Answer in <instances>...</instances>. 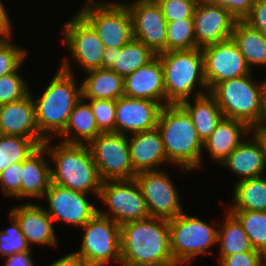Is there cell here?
I'll return each instance as SVG.
<instances>
[{
	"label": "cell",
	"mask_w": 266,
	"mask_h": 266,
	"mask_svg": "<svg viewBox=\"0 0 266 266\" xmlns=\"http://www.w3.org/2000/svg\"><path fill=\"white\" fill-rule=\"evenodd\" d=\"M266 253H262V256H261V260H260V263H259V266H263V265H266Z\"/></svg>",
	"instance_id": "cell-51"
},
{
	"label": "cell",
	"mask_w": 266,
	"mask_h": 266,
	"mask_svg": "<svg viewBox=\"0 0 266 266\" xmlns=\"http://www.w3.org/2000/svg\"><path fill=\"white\" fill-rule=\"evenodd\" d=\"M248 67L266 66V36L244 20H237L231 35Z\"/></svg>",
	"instance_id": "cell-30"
},
{
	"label": "cell",
	"mask_w": 266,
	"mask_h": 266,
	"mask_svg": "<svg viewBox=\"0 0 266 266\" xmlns=\"http://www.w3.org/2000/svg\"><path fill=\"white\" fill-rule=\"evenodd\" d=\"M30 90L18 70L0 77V105L24 98Z\"/></svg>",
	"instance_id": "cell-37"
},
{
	"label": "cell",
	"mask_w": 266,
	"mask_h": 266,
	"mask_svg": "<svg viewBox=\"0 0 266 266\" xmlns=\"http://www.w3.org/2000/svg\"><path fill=\"white\" fill-rule=\"evenodd\" d=\"M22 162L9 165L0 172V184L7 196L21 199Z\"/></svg>",
	"instance_id": "cell-41"
},
{
	"label": "cell",
	"mask_w": 266,
	"mask_h": 266,
	"mask_svg": "<svg viewBox=\"0 0 266 266\" xmlns=\"http://www.w3.org/2000/svg\"><path fill=\"white\" fill-rule=\"evenodd\" d=\"M120 244L122 266H179L166 219L148 217L121 225Z\"/></svg>",
	"instance_id": "cell-1"
},
{
	"label": "cell",
	"mask_w": 266,
	"mask_h": 266,
	"mask_svg": "<svg viewBox=\"0 0 266 266\" xmlns=\"http://www.w3.org/2000/svg\"><path fill=\"white\" fill-rule=\"evenodd\" d=\"M198 90L195 93V103L188 99L181 103L192 118L199 137L204 142L215 130L217 124L224 117L215 97L208 92Z\"/></svg>",
	"instance_id": "cell-27"
},
{
	"label": "cell",
	"mask_w": 266,
	"mask_h": 266,
	"mask_svg": "<svg viewBox=\"0 0 266 266\" xmlns=\"http://www.w3.org/2000/svg\"><path fill=\"white\" fill-rule=\"evenodd\" d=\"M100 132H115L116 101L88 99Z\"/></svg>",
	"instance_id": "cell-38"
},
{
	"label": "cell",
	"mask_w": 266,
	"mask_h": 266,
	"mask_svg": "<svg viewBox=\"0 0 266 266\" xmlns=\"http://www.w3.org/2000/svg\"><path fill=\"white\" fill-rule=\"evenodd\" d=\"M261 139L265 147V167H266V130H255L254 131Z\"/></svg>",
	"instance_id": "cell-50"
},
{
	"label": "cell",
	"mask_w": 266,
	"mask_h": 266,
	"mask_svg": "<svg viewBox=\"0 0 266 266\" xmlns=\"http://www.w3.org/2000/svg\"><path fill=\"white\" fill-rule=\"evenodd\" d=\"M78 13L94 28L106 48H121L134 39L131 13L123 2L89 0Z\"/></svg>",
	"instance_id": "cell-7"
},
{
	"label": "cell",
	"mask_w": 266,
	"mask_h": 266,
	"mask_svg": "<svg viewBox=\"0 0 266 266\" xmlns=\"http://www.w3.org/2000/svg\"><path fill=\"white\" fill-rule=\"evenodd\" d=\"M88 77L81 84L82 98L117 100L124 96V78L110 68L86 72Z\"/></svg>",
	"instance_id": "cell-28"
},
{
	"label": "cell",
	"mask_w": 266,
	"mask_h": 266,
	"mask_svg": "<svg viewBox=\"0 0 266 266\" xmlns=\"http://www.w3.org/2000/svg\"><path fill=\"white\" fill-rule=\"evenodd\" d=\"M41 145L22 162L21 197L43 198L51 183V167L45 162Z\"/></svg>",
	"instance_id": "cell-26"
},
{
	"label": "cell",
	"mask_w": 266,
	"mask_h": 266,
	"mask_svg": "<svg viewBox=\"0 0 266 266\" xmlns=\"http://www.w3.org/2000/svg\"><path fill=\"white\" fill-rule=\"evenodd\" d=\"M88 145L102 181L135 179L128 135L100 132Z\"/></svg>",
	"instance_id": "cell-11"
},
{
	"label": "cell",
	"mask_w": 266,
	"mask_h": 266,
	"mask_svg": "<svg viewBox=\"0 0 266 266\" xmlns=\"http://www.w3.org/2000/svg\"><path fill=\"white\" fill-rule=\"evenodd\" d=\"M50 141L42 145L56 165L55 169L51 168V182L82 193L93 191L99 196L102 180L89 145L61 142L51 147Z\"/></svg>",
	"instance_id": "cell-4"
},
{
	"label": "cell",
	"mask_w": 266,
	"mask_h": 266,
	"mask_svg": "<svg viewBox=\"0 0 266 266\" xmlns=\"http://www.w3.org/2000/svg\"><path fill=\"white\" fill-rule=\"evenodd\" d=\"M201 51L208 92L218 83L251 74V69L232 38L205 46Z\"/></svg>",
	"instance_id": "cell-13"
},
{
	"label": "cell",
	"mask_w": 266,
	"mask_h": 266,
	"mask_svg": "<svg viewBox=\"0 0 266 266\" xmlns=\"http://www.w3.org/2000/svg\"><path fill=\"white\" fill-rule=\"evenodd\" d=\"M244 21L266 36V1L255 0L250 14Z\"/></svg>",
	"instance_id": "cell-44"
},
{
	"label": "cell",
	"mask_w": 266,
	"mask_h": 266,
	"mask_svg": "<svg viewBox=\"0 0 266 266\" xmlns=\"http://www.w3.org/2000/svg\"><path fill=\"white\" fill-rule=\"evenodd\" d=\"M253 138L242 141L221 163L236 173L240 180L260 177L265 167V147L262 139L254 132ZM263 172V173H262Z\"/></svg>",
	"instance_id": "cell-23"
},
{
	"label": "cell",
	"mask_w": 266,
	"mask_h": 266,
	"mask_svg": "<svg viewBox=\"0 0 266 266\" xmlns=\"http://www.w3.org/2000/svg\"><path fill=\"white\" fill-rule=\"evenodd\" d=\"M45 196L49 206L45 211L53 221L58 220L81 228L99 210L86 199L87 193L74 191L53 182L44 193Z\"/></svg>",
	"instance_id": "cell-16"
},
{
	"label": "cell",
	"mask_w": 266,
	"mask_h": 266,
	"mask_svg": "<svg viewBox=\"0 0 266 266\" xmlns=\"http://www.w3.org/2000/svg\"><path fill=\"white\" fill-rule=\"evenodd\" d=\"M9 214L12 227L0 232V253L3 257L31 250V246L21 232L18 221L11 213Z\"/></svg>",
	"instance_id": "cell-36"
},
{
	"label": "cell",
	"mask_w": 266,
	"mask_h": 266,
	"mask_svg": "<svg viewBox=\"0 0 266 266\" xmlns=\"http://www.w3.org/2000/svg\"><path fill=\"white\" fill-rule=\"evenodd\" d=\"M252 129L242 121L223 117L212 134L204 141L203 148L220 164L243 141Z\"/></svg>",
	"instance_id": "cell-25"
},
{
	"label": "cell",
	"mask_w": 266,
	"mask_h": 266,
	"mask_svg": "<svg viewBox=\"0 0 266 266\" xmlns=\"http://www.w3.org/2000/svg\"><path fill=\"white\" fill-rule=\"evenodd\" d=\"M164 103L122 96L116 100L115 132L127 135L157 127Z\"/></svg>",
	"instance_id": "cell-18"
},
{
	"label": "cell",
	"mask_w": 266,
	"mask_h": 266,
	"mask_svg": "<svg viewBox=\"0 0 266 266\" xmlns=\"http://www.w3.org/2000/svg\"><path fill=\"white\" fill-rule=\"evenodd\" d=\"M124 96L157 102L162 100L166 105L163 66L158 55L124 78Z\"/></svg>",
	"instance_id": "cell-19"
},
{
	"label": "cell",
	"mask_w": 266,
	"mask_h": 266,
	"mask_svg": "<svg viewBox=\"0 0 266 266\" xmlns=\"http://www.w3.org/2000/svg\"><path fill=\"white\" fill-rule=\"evenodd\" d=\"M20 225L28 244L56 245L57 237L53 220L41 206L33 203L21 204L10 210Z\"/></svg>",
	"instance_id": "cell-21"
},
{
	"label": "cell",
	"mask_w": 266,
	"mask_h": 266,
	"mask_svg": "<svg viewBox=\"0 0 266 266\" xmlns=\"http://www.w3.org/2000/svg\"><path fill=\"white\" fill-rule=\"evenodd\" d=\"M262 253L257 250L245 251L225 256L220 260V266H259Z\"/></svg>",
	"instance_id": "cell-43"
},
{
	"label": "cell",
	"mask_w": 266,
	"mask_h": 266,
	"mask_svg": "<svg viewBox=\"0 0 266 266\" xmlns=\"http://www.w3.org/2000/svg\"><path fill=\"white\" fill-rule=\"evenodd\" d=\"M32 92L24 98L0 105V134L44 138L37 127Z\"/></svg>",
	"instance_id": "cell-20"
},
{
	"label": "cell",
	"mask_w": 266,
	"mask_h": 266,
	"mask_svg": "<svg viewBox=\"0 0 266 266\" xmlns=\"http://www.w3.org/2000/svg\"><path fill=\"white\" fill-rule=\"evenodd\" d=\"M31 251H26L22 253H14L10 256H7V260L5 258L4 266H33Z\"/></svg>",
	"instance_id": "cell-45"
},
{
	"label": "cell",
	"mask_w": 266,
	"mask_h": 266,
	"mask_svg": "<svg viewBox=\"0 0 266 266\" xmlns=\"http://www.w3.org/2000/svg\"><path fill=\"white\" fill-rule=\"evenodd\" d=\"M11 26H0V43H2L9 35H11Z\"/></svg>",
	"instance_id": "cell-49"
},
{
	"label": "cell",
	"mask_w": 266,
	"mask_h": 266,
	"mask_svg": "<svg viewBox=\"0 0 266 266\" xmlns=\"http://www.w3.org/2000/svg\"><path fill=\"white\" fill-rule=\"evenodd\" d=\"M10 35L0 43V77L19 70L27 51L10 42Z\"/></svg>",
	"instance_id": "cell-39"
},
{
	"label": "cell",
	"mask_w": 266,
	"mask_h": 266,
	"mask_svg": "<svg viewBox=\"0 0 266 266\" xmlns=\"http://www.w3.org/2000/svg\"><path fill=\"white\" fill-rule=\"evenodd\" d=\"M146 200L149 216L170 220L183 213L178 191L165 171L151 170L136 174Z\"/></svg>",
	"instance_id": "cell-12"
},
{
	"label": "cell",
	"mask_w": 266,
	"mask_h": 266,
	"mask_svg": "<svg viewBox=\"0 0 266 266\" xmlns=\"http://www.w3.org/2000/svg\"><path fill=\"white\" fill-rule=\"evenodd\" d=\"M3 4L0 0V26H11V21Z\"/></svg>",
	"instance_id": "cell-48"
},
{
	"label": "cell",
	"mask_w": 266,
	"mask_h": 266,
	"mask_svg": "<svg viewBox=\"0 0 266 266\" xmlns=\"http://www.w3.org/2000/svg\"><path fill=\"white\" fill-rule=\"evenodd\" d=\"M258 130H266V80L261 82V113Z\"/></svg>",
	"instance_id": "cell-47"
},
{
	"label": "cell",
	"mask_w": 266,
	"mask_h": 266,
	"mask_svg": "<svg viewBox=\"0 0 266 266\" xmlns=\"http://www.w3.org/2000/svg\"><path fill=\"white\" fill-rule=\"evenodd\" d=\"M198 48L194 34L193 18L167 22L166 51Z\"/></svg>",
	"instance_id": "cell-35"
},
{
	"label": "cell",
	"mask_w": 266,
	"mask_h": 266,
	"mask_svg": "<svg viewBox=\"0 0 266 266\" xmlns=\"http://www.w3.org/2000/svg\"><path fill=\"white\" fill-rule=\"evenodd\" d=\"M167 22L193 18L199 0H156Z\"/></svg>",
	"instance_id": "cell-40"
},
{
	"label": "cell",
	"mask_w": 266,
	"mask_h": 266,
	"mask_svg": "<svg viewBox=\"0 0 266 266\" xmlns=\"http://www.w3.org/2000/svg\"><path fill=\"white\" fill-rule=\"evenodd\" d=\"M131 13L134 39L143 42L156 55L166 52L167 21L156 0L125 3Z\"/></svg>",
	"instance_id": "cell-15"
},
{
	"label": "cell",
	"mask_w": 266,
	"mask_h": 266,
	"mask_svg": "<svg viewBox=\"0 0 266 266\" xmlns=\"http://www.w3.org/2000/svg\"><path fill=\"white\" fill-rule=\"evenodd\" d=\"M234 186V204L230 210L266 211V178L238 180Z\"/></svg>",
	"instance_id": "cell-31"
},
{
	"label": "cell",
	"mask_w": 266,
	"mask_h": 266,
	"mask_svg": "<svg viewBox=\"0 0 266 266\" xmlns=\"http://www.w3.org/2000/svg\"><path fill=\"white\" fill-rule=\"evenodd\" d=\"M157 128L169 163L177 164L185 171L200 167L204 142L181 104L164 105Z\"/></svg>",
	"instance_id": "cell-3"
},
{
	"label": "cell",
	"mask_w": 266,
	"mask_h": 266,
	"mask_svg": "<svg viewBox=\"0 0 266 266\" xmlns=\"http://www.w3.org/2000/svg\"><path fill=\"white\" fill-rule=\"evenodd\" d=\"M157 55L163 66L166 105L188 100L196 85L208 90L201 48L166 51Z\"/></svg>",
	"instance_id": "cell-5"
},
{
	"label": "cell",
	"mask_w": 266,
	"mask_h": 266,
	"mask_svg": "<svg viewBox=\"0 0 266 266\" xmlns=\"http://www.w3.org/2000/svg\"><path fill=\"white\" fill-rule=\"evenodd\" d=\"M128 137L132 167L136 173L159 170V164L169 161L158 128L135 133Z\"/></svg>",
	"instance_id": "cell-22"
},
{
	"label": "cell",
	"mask_w": 266,
	"mask_h": 266,
	"mask_svg": "<svg viewBox=\"0 0 266 266\" xmlns=\"http://www.w3.org/2000/svg\"><path fill=\"white\" fill-rule=\"evenodd\" d=\"M156 54L143 42L133 39L121 48L104 49L102 68H110L123 78L150 62Z\"/></svg>",
	"instance_id": "cell-24"
},
{
	"label": "cell",
	"mask_w": 266,
	"mask_h": 266,
	"mask_svg": "<svg viewBox=\"0 0 266 266\" xmlns=\"http://www.w3.org/2000/svg\"><path fill=\"white\" fill-rule=\"evenodd\" d=\"M49 266H88L87 262L76 252L54 261Z\"/></svg>",
	"instance_id": "cell-46"
},
{
	"label": "cell",
	"mask_w": 266,
	"mask_h": 266,
	"mask_svg": "<svg viewBox=\"0 0 266 266\" xmlns=\"http://www.w3.org/2000/svg\"><path fill=\"white\" fill-rule=\"evenodd\" d=\"M213 5L224 7L237 20H244L251 12L255 0H203Z\"/></svg>",
	"instance_id": "cell-42"
},
{
	"label": "cell",
	"mask_w": 266,
	"mask_h": 266,
	"mask_svg": "<svg viewBox=\"0 0 266 266\" xmlns=\"http://www.w3.org/2000/svg\"><path fill=\"white\" fill-rule=\"evenodd\" d=\"M210 93L215 97L225 118L247 124L258 130L261 113V81L253 82L249 75L218 83Z\"/></svg>",
	"instance_id": "cell-6"
},
{
	"label": "cell",
	"mask_w": 266,
	"mask_h": 266,
	"mask_svg": "<svg viewBox=\"0 0 266 266\" xmlns=\"http://www.w3.org/2000/svg\"><path fill=\"white\" fill-rule=\"evenodd\" d=\"M98 198L108 209V212L98 210V213L120 226L150 217L146 200L135 179L102 181Z\"/></svg>",
	"instance_id": "cell-10"
},
{
	"label": "cell",
	"mask_w": 266,
	"mask_h": 266,
	"mask_svg": "<svg viewBox=\"0 0 266 266\" xmlns=\"http://www.w3.org/2000/svg\"><path fill=\"white\" fill-rule=\"evenodd\" d=\"M84 102L81 98L70 113L67 126L60 134L65 136L62 142L88 145L100 133L90 104Z\"/></svg>",
	"instance_id": "cell-29"
},
{
	"label": "cell",
	"mask_w": 266,
	"mask_h": 266,
	"mask_svg": "<svg viewBox=\"0 0 266 266\" xmlns=\"http://www.w3.org/2000/svg\"><path fill=\"white\" fill-rule=\"evenodd\" d=\"M194 34L198 48L231 38L237 19L224 7L199 0L194 10Z\"/></svg>",
	"instance_id": "cell-17"
},
{
	"label": "cell",
	"mask_w": 266,
	"mask_h": 266,
	"mask_svg": "<svg viewBox=\"0 0 266 266\" xmlns=\"http://www.w3.org/2000/svg\"><path fill=\"white\" fill-rule=\"evenodd\" d=\"M45 141V138H26L0 134V172L9 165L23 162Z\"/></svg>",
	"instance_id": "cell-33"
},
{
	"label": "cell",
	"mask_w": 266,
	"mask_h": 266,
	"mask_svg": "<svg viewBox=\"0 0 266 266\" xmlns=\"http://www.w3.org/2000/svg\"><path fill=\"white\" fill-rule=\"evenodd\" d=\"M171 252L174 261L182 266L200 254H206L217 243L218 230L205 221L187 213L168 220Z\"/></svg>",
	"instance_id": "cell-8"
},
{
	"label": "cell",
	"mask_w": 266,
	"mask_h": 266,
	"mask_svg": "<svg viewBox=\"0 0 266 266\" xmlns=\"http://www.w3.org/2000/svg\"><path fill=\"white\" fill-rule=\"evenodd\" d=\"M63 31V42L79 66L86 72L102 68L105 46L94 28L78 12L65 24Z\"/></svg>",
	"instance_id": "cell-14"
},
{
	"label": "cell",
	"mask_w": 266,
	"mask_h": 266,
	"mask_svg": "<svg viewBox=\"0 0 266 266\" xmlns=\"http://www.w3.org/2000/svg\"><path fill=\"white\" fill-rule=\"evenodd\" d=\"M81 228L84 229L81 249L75 251L88 266H103L113 259L121 264V226L97 213Z\"/></svg>",
	"instance_id": "cell-9"
},
{
	"label": "cell",
	"mask_w": 266,
	"mask_h": 266,
	"mask_svg": "<svg viewBox=\"0 0 266 266\" xmlns=\"http://www.w3.org/2000/svg\"><path fill=\"white\" fill-rule=\"evenodd\" d=\"M224 225L218 230L217 244H220L219 261L229 255L252 251L253 247L240 221L229 211Z\"/></svg>",
	"instance_id": "cell-32"
},
{
	"label": "cell",
	"mask_w": 266,
	"mask_h": 266,
	"mask_svg": "<svg viewBox=\"0 0 266 266\" xmlns=\"http://www.w3.org/2000/svg\"><path fill=\"white\" fill-rule=\"evenodd\" d=\"M242 224L254 250L266 253V211L229 210Z\"/></svg>",
	"instance_id": "cell-34"
},
{
	"label": "cell",
	"mask_w": 266,
	"mask_h": 266,
	"mask_svg": "<svg viewBox=\"0 0 266 266\" xmlns=\"http://www.w3.org/2000/svg\"><path fill=\"white\" fill-rule=\"evenodd\" d=\"M69 63L64 59L41 97L33 99L36 124L46 140L50 139L49 133L52 132L60 136L67 126L74 106L82 98L81 85L79 88L76 86L77 81Z\"/></svg>",
	"instance_id": "cell-2"
}]
</instances>
